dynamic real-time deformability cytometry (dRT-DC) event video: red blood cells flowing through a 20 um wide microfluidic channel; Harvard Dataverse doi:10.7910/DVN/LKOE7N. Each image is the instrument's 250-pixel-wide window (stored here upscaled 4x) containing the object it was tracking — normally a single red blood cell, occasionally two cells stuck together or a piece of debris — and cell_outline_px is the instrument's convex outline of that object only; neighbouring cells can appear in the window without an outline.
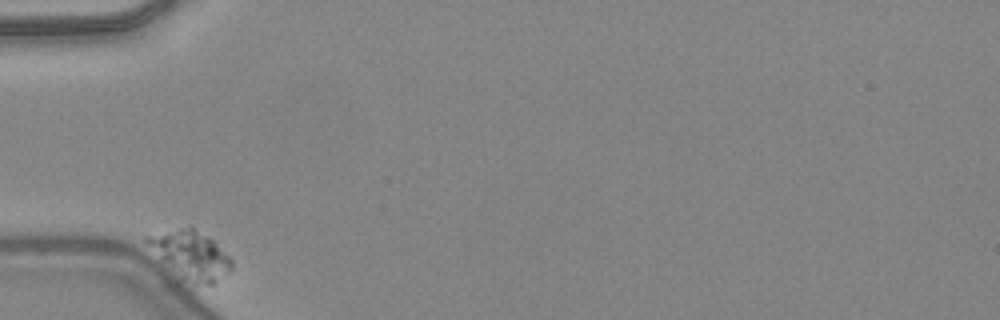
{"species": "common noctule bat (a hibernating species)", "species_latin": "Nyctalus noctula", "temperature_condition": "warm", "stored_images_in_passage": 20, "camera_frame_rate_fps": 3000, "um_per_image_px": 0.085, "animal": {"sex": "female", "body_mass_g": 24.6, "forearm_length_mm": 56.2}, "frame": {"image": 1, "passage_image": 1, "time_ms": 0.0, "image_size_px": [1000, 320], "cell_outline_px": [[232, 268], [216, 284], [192, 284], [184, 280], [144, 240], [144, 236], [188, 224], [192, 224], [208, 236], [232, 260]], "centroid_in_image_um": [16.25, 21.61], "position_along_channel_um": 68.8, "area_um2": 23.41}}
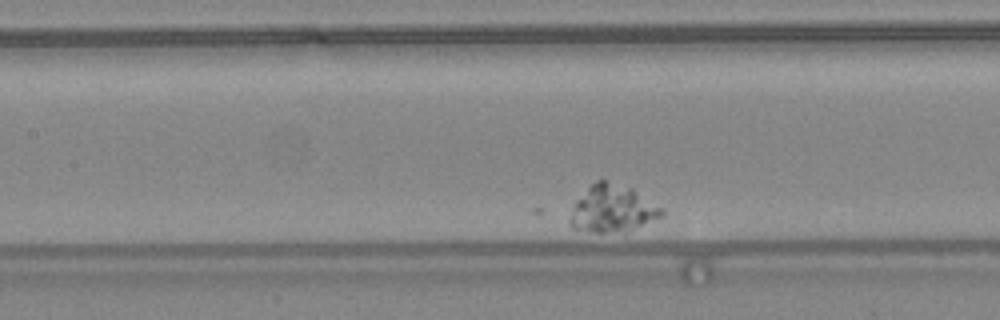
{"frame": {"image": 2, "passage_image": 11, "time_ms": 3.333, "image_size_px": [1000, 320], "cell_outline_px": [[664, 212], [660, 216], [632, 228], [604, 232], [592, 232], [572, 228], [568, 224], [568, 220], [576, 200], [596, 180], [604, 180], [632, 188], [664, 208]], "centroid_in_image_um": [52.01, 17.72], "position_along_channel_um": 155.4, "area_um2": 24.51}}
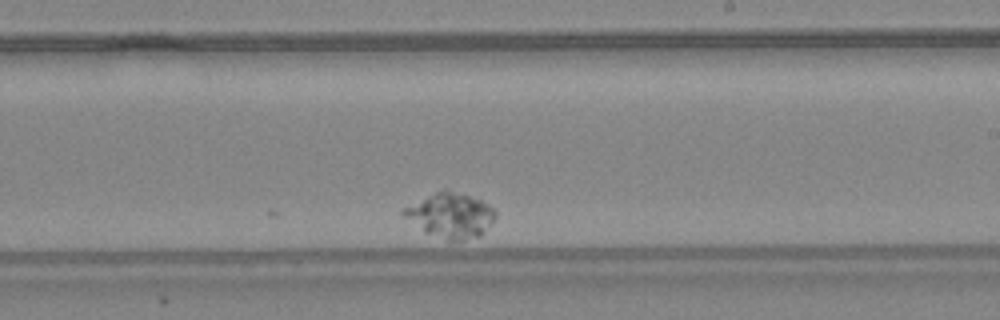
{"frame": {"image": 3, "passage_image": 20, "time_ms": 6.333, "image_size_px": [1000, 320], "cell_outline_px": [[496, 216], [480, 236], [448, 244], [424, 232], [404, 216], [400, 212], [400, 208], [444, 188], [448, 188], [480, 200], [488, 204], [496, 212]], "centroid_in_image_um": [38.25, 18.33], "position_along_channel_um": 250.8, "area_um2": 24.51}}